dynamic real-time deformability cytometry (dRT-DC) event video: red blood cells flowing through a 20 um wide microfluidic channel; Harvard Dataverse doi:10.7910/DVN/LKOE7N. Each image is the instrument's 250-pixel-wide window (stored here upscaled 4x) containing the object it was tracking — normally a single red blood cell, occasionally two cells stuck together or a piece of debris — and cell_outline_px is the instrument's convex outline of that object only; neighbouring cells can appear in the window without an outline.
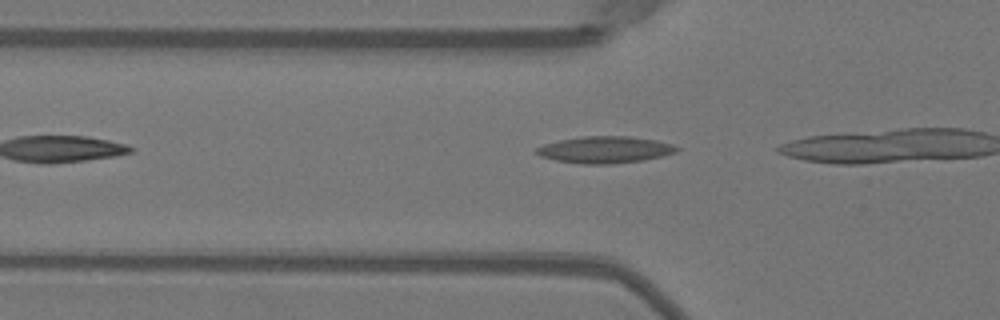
{"species": "Egyptian fruit bat (a non-hibernating species)", "species_latin": "Rousettus aegyptiacus", "temperature_condition": "warm", "stored_images_in_passage": 6, "camera_frame_rate_fps": 3000, "um_per_image_px": 0.085, "animal": {"sex": "female"}, "frame": {"image": 1, "passage_image": 2, "time_ms": 0.333, "image_size_px": [1000, 320], "cell_outline_px": [[680, 148], [676, 152], [644, 160], [612, 164], [584, 164], [556, 160], [540, 156], [536, 152], [536, 148], [544, 144], [560, 140], [584, 136], [628, 136], [656, 140], [672, 144]], "centroid_in_image_um": [51.43, 12.72], "position_along_channel_um": 74.4, "area_um2": 21.73}}